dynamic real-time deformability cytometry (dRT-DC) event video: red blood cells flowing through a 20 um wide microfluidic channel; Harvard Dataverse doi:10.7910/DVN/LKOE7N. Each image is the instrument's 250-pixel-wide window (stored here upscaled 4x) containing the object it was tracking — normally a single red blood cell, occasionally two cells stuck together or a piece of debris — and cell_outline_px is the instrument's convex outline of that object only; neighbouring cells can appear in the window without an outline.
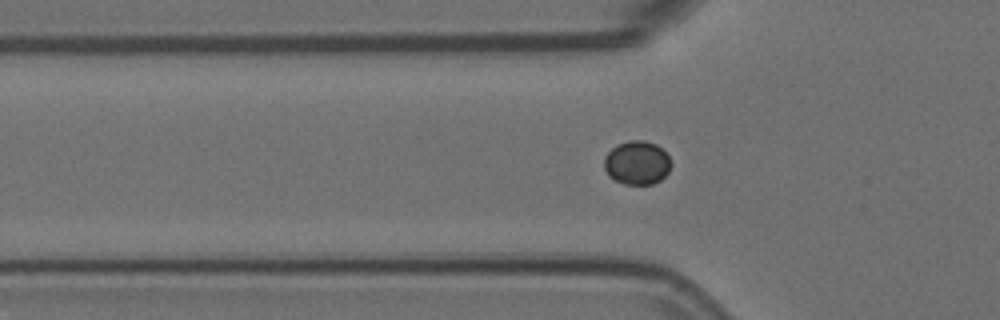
{"species": "Egyptian fruit bat (a non-hibernating species)", "species_latin": "Rousettus aegyptiacus", "temperature_condition": "room temperature", "stored_images_in_passage": 40, "segment_of_instrument_passage": [1, 2], "camera_frame_rate_fps": 3000, "um_per_image_px": 0.085, "animal": {"sex": "female"}, "frame": {"image": 1, "passage_image": 2, "time_ms": 0.333, "image_size_px": [1000, 320], "cell_outline_px": [[672, 164], [668, 172], [660, 180], [652, 184], [624, 184], [612, 180], [608, 176], [604, 168], [604, 156], [616, 144], [628, 140], [644, 140], [656, 144], [668, 156]], "centroid_in_image_um": [54.11, 13.84], "position_along_channel_um": 71.7, "area_um2": 17.22}}
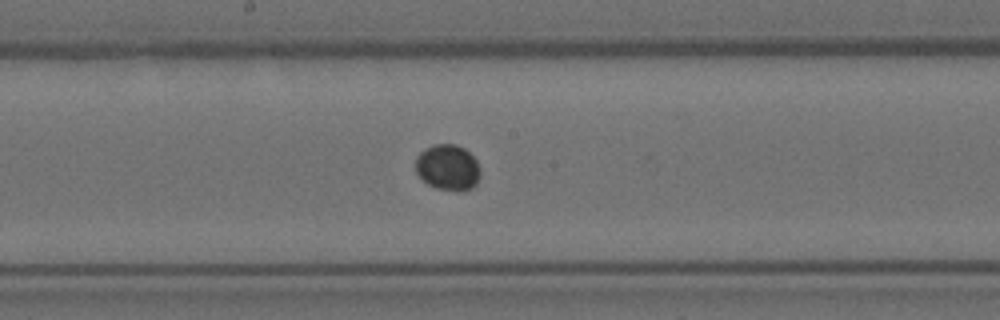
{"frame": {"image": 2, "passage_image": 13, "time_ms": 4.0, "image_size_px": [1000, 320], "cell_outline_px": [[480, 176], [476, 184], [472, 188], [436, 188], [428, 184], [416, 172], [416, 156], [424, 148], [432, 144], [456, 144], [464, 148], [476, 160], [480, 172]], "centroid_in_image_um": [38.04, 14.17], "position_along_channel_um": 210.2, "area_um2": 16.88}}
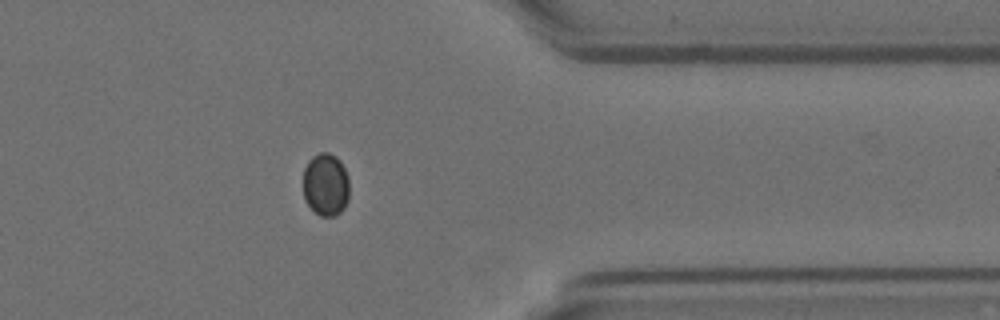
{"frame": {"image": 3, "passage_image": 28, "time_ms": 9.0, "image_size_px": [1000, 320], "cell_outline_px": [[348, 200], [344, 208], [336, 216], [320, 216], [304, 200], [304, 168], [308, 160], [312, 156], [320, 152], [328, 152], [336, 156], [340, 160], [348, 176]], "centroid_in_image_um": [27.69, 15.68], "position_along_channel_um": 383.7, "area_um2": 16.99}}